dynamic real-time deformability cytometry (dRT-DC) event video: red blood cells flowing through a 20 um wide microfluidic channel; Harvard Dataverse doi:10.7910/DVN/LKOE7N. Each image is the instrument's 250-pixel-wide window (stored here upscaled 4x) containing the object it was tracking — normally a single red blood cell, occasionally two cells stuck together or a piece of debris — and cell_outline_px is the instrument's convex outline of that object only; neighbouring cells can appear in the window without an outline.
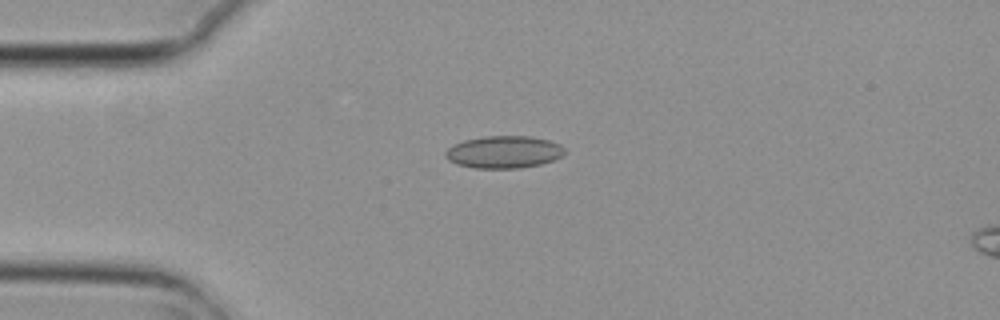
{"species": "common noctule bat (a hibernating species)", "species_latin": "Nyctalus noctula", "temperature_condition": "cold", "stored_images_in_passage": 3, "camera_frame_rate_fps": 3000, "um_per_image_px": 0.085, "animal": {"sex": "female", "body_mass_g": 29.2, "forearm_length_mm": 56.3}, "frame": {"image": 1, "passage_image": 3, "time_ms": 0.667, "image_size_px": [1000, 320], "cell_outline_px": [[564, 152], [560, 156], [552, 160], [540, 164], [520, 168], [472, 168], [456, 164], [448, 160], [444, 156], [444, 152], [448, 148], [464, 140], [484, 136], [532, 136], [548, 140], [560, 144], [564, 148]], "centroid_in_image_um": [42.79, 12.92], "position_along_channel_um": 42.2, "area_um2": 22.43}}